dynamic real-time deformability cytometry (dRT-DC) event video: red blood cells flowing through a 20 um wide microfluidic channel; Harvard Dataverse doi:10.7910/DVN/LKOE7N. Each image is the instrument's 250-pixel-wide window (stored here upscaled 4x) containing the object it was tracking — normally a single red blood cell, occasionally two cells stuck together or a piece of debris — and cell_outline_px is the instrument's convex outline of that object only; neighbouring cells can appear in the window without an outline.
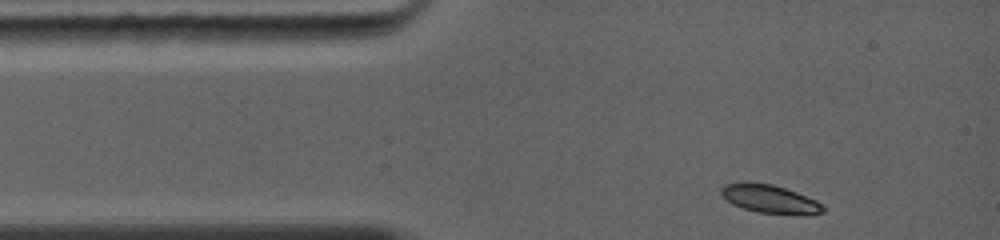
{"species": "common noctule bat (a hibernating species)", "species_latin": "Nyctalus noctula", "temperature_condition": "warm", "stored_images_in_passage": 7, "camera_frame_rate_fps": 5000, "um_per_image_px": 0.085, "animal": {"sex": "female", "body_mass_g": 19.0, "forearm_length_mm": 56.7}, "frame": {"image": 1, "passage_image": 1, "time_ms": 0.0, "image_size_px": [1000, 240], "cell_outline_px": [[824, 212], [812, 216], [808, 216], [760, 212], [744, 208], [732, 204], [720, 192], [720, 188], [724, 184], [772, 184], [796, 192], [816, 200], [824, 208]], "centroid_in_image_um": [65.52, 16.96], "position_along_channel_um": 19.5, "area_um2": 16.42}}
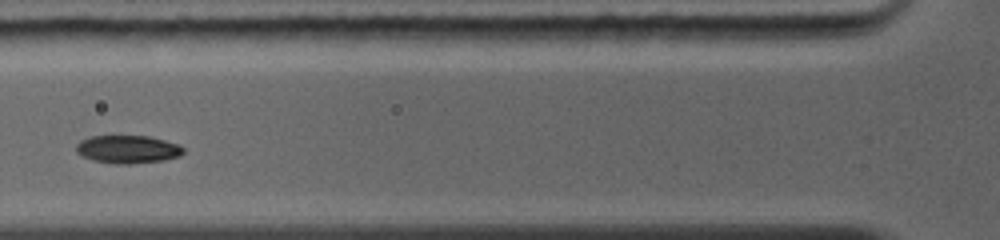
{"frame": {"image": 2, "passage_image": 5, "time_ms": 3.0, "image_size_px": [1000, 240], "cell_outline_px": [[184, 152], [180, 156], [164, 160], [132, 164], [112, 164], [92, 160], [76, 152], [76, 144], [80, 140], [88, 136], [148, 136], [180, 144], [184, 148]], "centroid_in_image_um": [10.86, 12.69], "position_along_channel_um": 114.9, "area_um2": 17.69}}
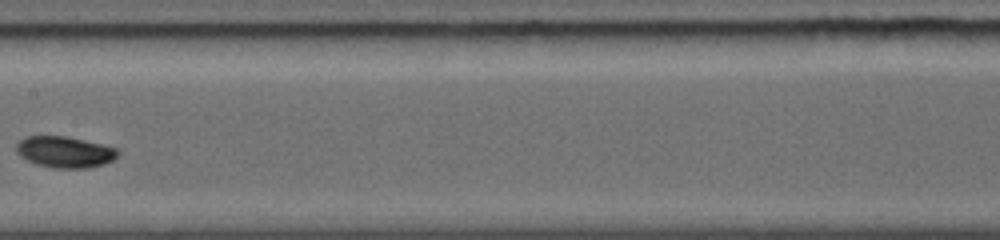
{"frame": {"image": 3, "passage_image": 7, "time_ms": 5.0, "image_size_px": [1000, 240], "cell_outline_px": [[120, 152], [112, 160], [104, 164], [88, 168], [52, 168], [36, 164], [20, 156], [16, 152], [16, 144], [24, 136], [68, 136], [104, 144], [116, 148]], "centroid_in_image_um": [5.5, 12.91], "position_along_channel_um": 201.9, "area_um2": 18.67}}